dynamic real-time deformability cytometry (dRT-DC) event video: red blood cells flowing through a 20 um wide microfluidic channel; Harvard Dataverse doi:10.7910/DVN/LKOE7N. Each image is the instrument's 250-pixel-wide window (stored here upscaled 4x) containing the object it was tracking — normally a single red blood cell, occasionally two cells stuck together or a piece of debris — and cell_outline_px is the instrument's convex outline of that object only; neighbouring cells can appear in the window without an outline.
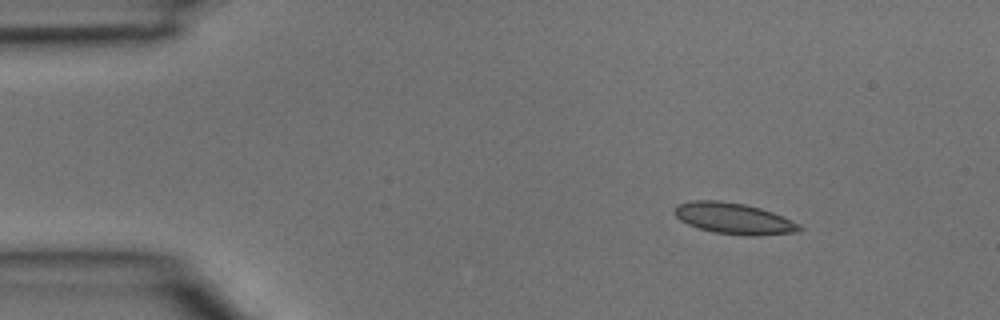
{"species": "common noctule bat (a hibernating species)", "species_latin": "Nyctalus noctula", "temperature_condition": "room temperature", "stored_images_in_passage": 3, "camera_frame_rate_fps": 3000, "um_per_image_px": 0.085, "animal": {"sex": "male", "body_mass_g": 15.6}, "frame": {"image": 1, "passage_image": 1, "time_ms": 0.0, "image_size_px": [1000, 320], "cell_outline_px": [[804, 228], [796, 232], [756, 236], [748, 236], [712, 232], [688, 224], [680, 220], [672, 212], [676, 204], [692, 200], [720, 200], [744, 204], [760, 208], [772, 212], [800, 224]], "centroid_in_image_um": [62.34, 18.56], "position_along_channel_um": 22.7, "area_um2": 22.77}}
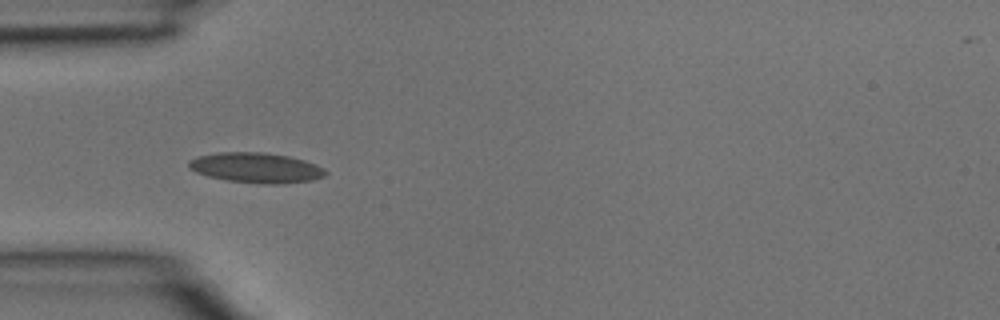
{"frame": {"image": 2, "passage_image": 3, "time_ms": 0.667, "image_size_px": [1000, 320], "cell_outline_px": [[328, 172], [324, 176], [312, 180], [284, 184], [260, 184], [228, 180], [208, 176], [196, 172], [188, 168], [188, 160], [196, 156], [220, 152], [260, 152], [288, 156], [304, 160], [324, 168]], "centroid_in_image_um": [21.75, 14.26], "position_along_channel_um": 63.2, "area_um2": 24.1}}